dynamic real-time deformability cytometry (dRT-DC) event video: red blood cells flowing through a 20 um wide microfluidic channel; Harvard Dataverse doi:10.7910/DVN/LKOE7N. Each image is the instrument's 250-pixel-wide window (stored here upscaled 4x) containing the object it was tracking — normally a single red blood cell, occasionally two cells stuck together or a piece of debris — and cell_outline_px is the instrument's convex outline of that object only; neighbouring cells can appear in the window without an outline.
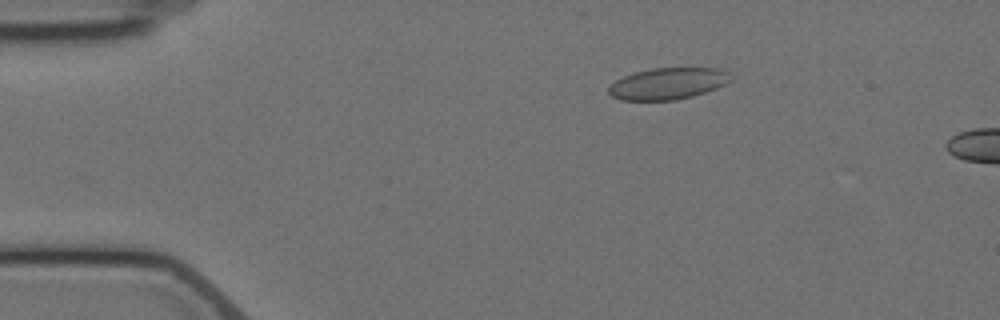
{"species": "Egyptian fruit bat (a non-hibernating species)", "species_latin": "Rousettus aegyptiacus", "temperature_condition": "cold", "stored_images_in_passage": 5, "camera_frame_rate_fps": 3000, "um_per_image_px": 0.085, "animal": {"sex": "female"}, "frame": {"image": 1, "passage_image": 3, "time_ms": 2.0, "image_size_px": [1000, 320], "cell_outline_px": [[732, 80], [716, 88], [692, 96], [676, 100], [620, 100], [612, 96], [608, 92], [608, 88], [616, 80], [624, 76], [636, 72], [652, 68], [720, 68], [728, 72]], "centroid_in_image_um": [56.77, 7.1], "position_along_channel_um": 28.2, "area_um2": 22.31}}
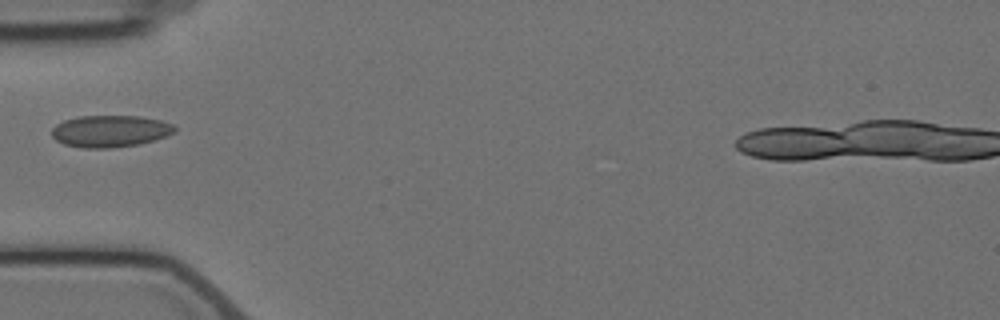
{"frame": {"image": 2, "passage_image": 5, "time_ms": 5.0, "image_size_px": [1000, 320], "cell_outline_px": [[176, 132], [140, 144], [112, 148], [84, 148], [64, 144], [56, 140], [52, 136], [52, 128], [56, 124], [64, 120], [80, 116], [140, 116], [160, 120], [172, 124], [176, 128]], "centroid_in_image_um": [9.35, 11.15], "position_along_channel_um": 75.7, "area_um2": 22.77}}